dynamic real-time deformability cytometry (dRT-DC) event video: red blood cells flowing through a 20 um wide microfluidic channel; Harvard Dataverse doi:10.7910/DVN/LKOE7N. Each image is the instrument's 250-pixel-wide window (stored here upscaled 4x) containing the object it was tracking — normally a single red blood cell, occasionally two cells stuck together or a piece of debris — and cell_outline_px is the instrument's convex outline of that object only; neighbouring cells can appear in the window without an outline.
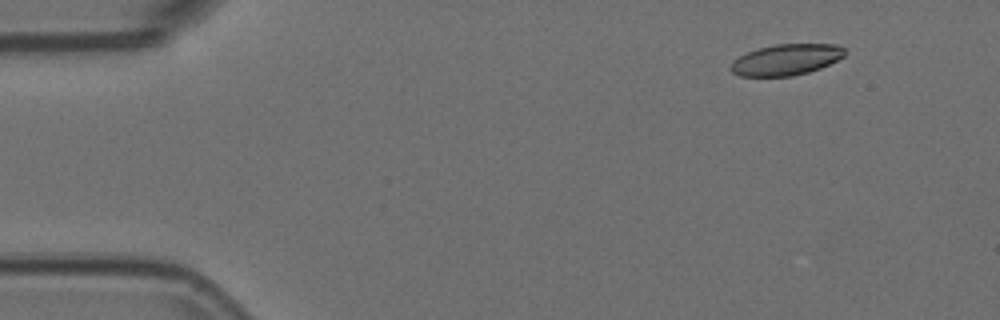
{"species": "Egyptian fruit bat (a non-hibernating species)", "species_latin": "Rousettus aegyptiacus", "temperature_condition": "room temperature", "stored_images_in_passage": 4, "segment_of_instrument_passage": [2, 2], "camera_frame_rate_fps": 3000, "um_per_image_px": 0.085, "animal": {"sex": "female"}, "frame": {"image": 1, "passage_image": 4, "time_ms": 1.0, "image_size_px": [1000, 320], "cell_outline_px": [[844, 56], [820, 68], [808, 72], [792, 76], [740, 76], [732, 72], [728, 68], [740, 56], [748, 52], [760, 48], [776, 44], [836, 44], [844, 48]], "centroid_in_image_um": [66.82, 5.07], "position_along_channel_um": 18.2, "area_um2": 20.35}}